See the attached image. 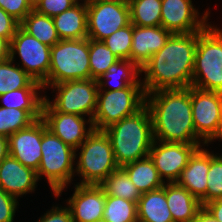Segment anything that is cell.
Instances as JSON below:
<instances>
[{
	"label": "cell",
	"mask_w": 222,
	"mask_h": 222,
	"mask_svg": "<svg viewBox=\"0 0 222 222\" xmlns=\"http://www.w3.org/2000/svg\"><path fill=\"white\" fill-rule=\"evenodd\" d=\"M206 203L222 198V154L210 153V168L208 171Z\"/></svg>",
	"instance_id": "35"
},
{
	"label": "cell",
	"mask_w": 222,
	"mask_h": 222,
	"mask_svg": "<svg viewBox=\"0 0 222 222\" xmlns=\"http://www.w3.org/2000/svg\"><path fill=\"white\" fill-rule=\"evenodd\" d=\"M198 32L172 34L166 44L141 67L145 94L192 84Z\"/></svg>",
	"instance_id": "1"
},
{
	"label": "cell",
	"mask_w": 222,
	"mask_h": 222,
	"mask_svg": "<svg viewBox=\"0 0 222 222\" xmlns=\"http://www.w3.org/2000/svg\"><path fill=\"white\" fill-rule=\"evenodd\" d=\"M210 152L199 147L190 157L187 166L182 170L176 183L187 189L201 205L206 204Z\"/></svg>",
	"instance_id": "19"
},
{
	"label": "cell",
	"mask_w": 222,
	"mask_h": 222,
	"mask_svg": "<svg viewBox=\"0 0 222 222\" xmlns=\"http://www.w3.org/2000/svg\"><path fill=\"white\" fill-rule=\"evenodd\" d=\"M21 58V68L35 81L47 88L51 47L41 43L19 27L10 41V59ZM46 87V88H45Z\"/></svg>",
	"instance_id": "10"
},
{
	"label": "cell",
	"mask_w": 222,
	"mask_h": 222,
	"mask_svg": "<svg viewBox=\"0 0 222 222\" xmlns=\"http://www.w3.org/2000/svg\"><path fill=\"white\" fill-rule=\"evenodd\" d=\"M83 1L53 17L60 40L87 38V2Z\"/></svg>",
	"instance_id": "22"
},
{
	"label": "cell",
	"mask_w": 222,
	"mask_h": 222,
	"mask_svg": "<svg viewBox=\"0 0 222 222\" xmlns=\"http://www.w3.org/2000/svg\"><path fill=\"white\" fill-rule=\"evenodd\" d=\"M100 186L105 191V195L120 197L135 203H138L142 196L140 190L132 183L122 167L114 170Z\"/></svg>",
	"instance_id": "29"
},
{
	"label": "cell",
	"mask_w": 222,
	"mask_h": 222,
	"mask_svg": "<svg viewBox=\"0 0 222 222\" xmlns=\"http://www.w3.org/2000/svg\"><path fill=\"white\" fill-rule=\"evenodd\" d=\"M42 119L47 128L65 144L72 147L75 152L77 148L94 131L92 120H85L84 116L65 114L58 111H42ZM86 122L90 124L86 129Z\"/></svg>",
	"instance_id": "16"
},
{
	"label": "cell",
	"mask_w": 222,
	"mask_h": 222,
	"mask_svg": "<svg viewBox=\"0 0 222 222\" xmlns=\"http://www.w3.org/2000/svg\"><path fill=\"white\" fill-rule=\"evenodd\" d=\"M132 35L133 24L130 23L108 36L103 42L118 59L130 60Z\"/></svg>",
	"instance_id": "34"
},
{
	"label": "cell",
	"mask_w": 222,
	"mask_h": 222,
	"mask_svg": "<svg viewBox=\"0 0 222 222\" xmlns=\"http://www.w3.org/2000/svg\"><path fill=\"white\" fill-rule=\"evenodd\" d=\"M10 59V42L0 37V62Z\"/></svg>",
	"instance_id": "43"
},
{
	"label": "cell",
	"mask_w": 222,
	"mask_h": 222,
	"mask_svg": "<svg viewBox=\"0 0 222 222\" xmlns=\"http://www.w3.org/2000/svg\"><path fill=\"white\" fill-rule=\"evenodd\" d=\"M192 118L196 135L206 143L216 134L222 110V93L191 86Z\"/></svg>",
	"instance_id": "13"
},
{
	"label": "cell",
	"mask_w": 222,
	"mask_h": 222,
	"mask_svg": "<svg viewBox=\"0 0 222 222\" xmlns=\"http://www.w3.org/2000/svg\"><path fill=\"white\" fill-rule=\"evenodd\" d=\"M78 0H39L34 9L43 15L54 17L71 8Z\"/></svg>",
	"instance_id": "36"
},
{
	"label": "cell",
	"mask_w": 222,
	"mask_h": 222,
	"mask_svg": "<svg viewBox=\"0 0 222 222\" xmlns=\"http://www.w3.org/2000/svg\"><path fill=\"white\" fill-rule=\"evenodd\" d=\"M35 121L26 110L0 107V135L2 136L8 138Z\"/></svg>",
	"instance_id": "33"
},
{
	"label": "cell",
	"mask_w": 222,
	"mask_h": 222,
	"mask_svg": "<svg viewBox=\"0 0 222 222\" xmlns=\"http://www.w3.org/2000/svg\"><path fill=\"white\" fill-rule=\"evenodd\" d=\"M42 89L21 88L0 95L1 102H4L0 107L26 110L35 120L41 119L45 96L39 97L38 90Z\"/></svg>",
	"instance_id": "25"
},
{
	"label": "cell",
	"mask_w": 222,
	"mask_h": 222,
	"mask_svg": "<svg viewBox=\"0 0 222 222\" xmlns=\"http://www.w3.org/2000/svg\"><path fill=\"white\" fill-rule=\"evenodd\" d=\"M9 155L8 138L0 135V162Z\"/></svg>",
	"instance_id": "44"
},
{
	"label": "cell",
	"mask_w": 222,
	"mask_h": 222,
	"mask_svg": "<svg viewBox=\"0 0 222 222\" xmlns=\"http://www.w3.org/2000/svg\"><path fill=\"white\" fill-rule=\"evenodd\" d=\"M33 6L39 1V0H28Z\"/></svg>",
	"instance_id": "47"
},
{
	"label": "cell",
	"mask_w": 222,
	"mask_h": 222,
	"mask_svg": "<svg viewBox=\"0 0 222 222\" xmlns=\"http://www.w3.org/2000/svg\"><path fill=\"white\" fill-rule=\"evenodd\" d=\"M122 168L126 171L129 179L142 194L159 189L165 184V179L162 180L160 178L158 171L149 156L128 163Z\"/></svg>",
	"instance_id": "24"
},
{
	"label": "cell",
	"mask_w": 222,
	"mask_h": 222,
	"mask_svg": "<svg viewBox=\"0 0 222 222\" xmlns=\"http://www.w3.org/2000/svg\"><path fill=\"white\" fill-rule=\"evenodd\" d=\"M0 7L19 23L34 9L28 0H0Z\"/></svg>",
	"instance_id": "37"
},
{
	"label": "cell",
	"mask_w": 222,
	"mask_h": 222,
	"mask_svg": "<svg viewBox=\"0 0 222 222\" xmlns=\"http://www.w3.org/2000/svg\"><path fill=\"white\" fill-rule=\"evenodd\" d=\"M67 201L73 222H94L103 219L105 191L100 185L76 184Z\"/></svg>",
	"instance_id": "17"
},
{
	"label": "cell",
	"mask_w": 222,
	"mask_h": 222,
	"mask_svg": "<svg viewBox=\"0 0 222 222\" xmlns=\"http://www.w3.org/2000/svg\"><path fill=\"white\" fill-rule=\"evenodd\" d=\"M58 91L54 101L45 96L42 111L89 116L92 120L97 106L99 86L95 79L66 81L51 85Z\"/></svg>",
	"instance_id": "9"
},
{
	"label": "cell",
	"mask_w": 222,
	"mask_h": 222,
	"mask_svg": "<svg viewBox=\"0 0 222 222\" xmlns=\"http://www.w3.org/2000/svg\"><path fill=\"white\" fill-rule=\"evenodd\" d=\"M94 222H106L104 219H100V220H97V221H94Z\"/></svg>",
	"instance_id": "48"
},
{
	"label": "cell",
	"mask_w": 222,
	"mask_h": 222,
	"mask_svg": "<svg viewBox=\"0 0 222 222\" xmlns=\"http://www.w3.org/2000/svg\"><path fill=\"white\" fill-rule=\"evenodd\" d=\"M38 178L36 171L24 166L8 155L0 162V187L17 198L35 191Z\"/></svg>",
	"instance_id": "18"
},
{
	"label": "cell",
	"mask_w": 222,
	"mask_h": 222,
	"mask_svg": "<svg viewBox=\"0 0 222 222\" xmlns=\"http://www.w3.org/2000/svg\"><path fill=\"white\" fill-rule=\"evenodd\" d=\"M131 23L129 3L87 2V38L103 41Z\"/></svg>",
	"instance_id": "11"
},
{
	"label": "cell",
	"mask_w": 222,
	"mask_h": 222,
	"mask_svg": "<svg viewBox=\"0 0 222 222\" xmlns=\"http://www.w3.org/2000/svg\"><path fill=\"white\" fill-rule=\"evenodd\" d=\"M199 147L202 145L154 140L148 156L153 161L160 178L163 180L165 177L168 183H174Z\"/></svg>",
	"instance_id": "12"
},
{
	"label": "cell",
	"mask_w": 222,
	"mask_h": 222,
	"mask_svg": "<svg viewBox=\"0 0 222 222\" xmlns=\"http://www.w3.org/2000/svg\"><path fill=\"white\" fill-rule=\"evenodd\" d=\"M103 131L110 139L119 167L148 157L154 135L151 115L146 105Z\"/></svg>",
	"instance_id": "3"
},
{
	"label": "cell",
	"mask_w": 222,
	"mask_h": 222,
	"mask_svg": "<svg viewBox=\"0 0 222 222\" xmlns=\"http://www.w3.org/2000/svg\"><path fill=\"white\" fill-rule=\"evenodd\" d=\"M166 199L174 222H192L203 207L187 189L166 182Z\"/></svg>",
	"instance_id": "21"
},
{
	"label": "cell",
	"mask_w": 222,
	"mask_h": 222,
	"mask_svg": "<svg viewBox=\"0 0 222 222\" xmlns=\"http://www.w3.org/2000/svg\"><path fill=\"white\" fill-rule=\"evenodd\" d=\"M192 222H219L214 216L202 207Z\"/></svg>",
	"instance_id": "42"
},
{
	"label": "cell",
	"mask_w": 222,
	"mask_h": 222,
	"mask_svg": "<svg viewBox=\"0 0 222 222\" xmlns=\"http://www.w3.org/2000/svg\"><path fill=\"white\" fill-rule=\"evenodd\" d=\"M18 204L17 198L0 187V222H13Z\"/></svg>",
	"instance_id": "38"
},
{
	"label": "cell",
	"mask_w": 222,
	"mask_h": 222,
	"mask_svg": "<svg viewBox=\"0 0 222 222\" xmlns=\"http://www.w3.org/2000/svg\"><path fill=\"white\" fill-rule=\"evenodd\" d=\"M44 120L38 119L27 128L8 137L9 155L37 172L42 158V135L47 130Z\"/></svg>",
	"instance_id": "15"
},
{
	"label": "cell",
	"mask_w": 222,
	"mask_h": 222,
	"mask_svg": "<svg viewBox=\"0 0 222 222\" xmlns=\"http://www.w3.org/2000/svg\"><path fill=\"white\" fill-rule=\"evenodd\" d=\"M215 139H220V140L222 139V110H221L220 121H219L216 134L206 144H208L209 142H212Z\"/></svg>",
	"instance_id": "45"
},
{
	"label": "cell",
	"mask_w": 222,
	"mask_h": 222,
	"mask_svg": "<svg viewBox=\"0 0 222 222\" xmlns=\"http://www.w3.org/2000/svg\"><path fill=\"white\" fill-rule=\"evenodd\" d=\"M11 59L0 62V95L21 88H43L33 80L20 66L12 65Z\"/></svg>",
	"instance_id": "28"
},
{
	"label": "cell",
	"mask_w": 222,
	"mask_h": 222,
	"mask_svg": "<svg viewBox=\"0 0 222 222\" xmlns=\"http://www.w3.org/2000/svg\"><path fill=\"white\" fill-rule=\"evenodd\" d=\"M191 86L222 93V29L211 24L198 32Z\"/></svg>",
	"instance_id": "4"
},
{
	"label": "cell",
	"mask_w": 222,
	"mask_h": 222,
	"mask_svg": "<svg viewBox=\"0 0 222 222\" xmlns=\"http://www.w3.org/2000/svg\"><path fill=\"white\" fill-rule=\"evenodd\" d=\"M90 78L89 38L60 40L51 47L47 88Z\"/></svg>",
	"instance_id": "5"
},
{
	"label": "cell",
	"mask_w": 222,
	"mask_h": 222,
	"mask_svg": "<svg viewBox=\"0 0 222 222\" xmlns=\"http://www.w3.org/2000/svg\"><path fill=\"white\" fill-rule=\"evenodd\" d=\"M103 219L106 222H138L137 203L106 195Z\"/></svg>",
	"instance_id": "31"
},
{
	"label": "cell",
	"mask_w": 222,
	"mask_h": 222,
	"mask_svg": "<svg viewBox=\"0 0 222 222\" xmlns=\"http://www.w3.org/2000/svg\"><path fill=\"white\" fill-rule=\"evenodd\" d=\"M36 222H73L69 207H54Z\"/></svg>",
	"instance_id": "40"
},
{
	"label": "cell",
	"mask_w": 222,
	"mask_h": 222,
	"mask_svg": "<svg viewBox=\"0 0 222 222\" xmlns=\"http://www.w3.org/2000/svg\"><path fill=\"white\" fill-rule=\"evenodd\" d=\"M86 2L129 3V0H85Z\"/></svg>",
	"instance_id": "46"
},
{
	"label": "cell",
	"mask_w": 222,
	"mask_h": 222,
	"mask_svg": "<svg viewBox=\"0 0 222 222\" xmlns=\"http://www.w3.org/2000/svg\"><path fill=\"white\" fill-rule=\"evenodd\" d=\"M119 59L103 41L89 39V64L91 79L98 80Z\"/></svg>",
	"instance_id": "32"
},
{
	"label": "cell",
	"mask_w": 222,
	"mask_h": 222,
	"mask_svg": "<svg viewBox=\"0 0 222 222\" xmlns=\"http://www.w3.org/2000/svg\"><path fill=\"white\" fill-rule=\"evenodd\" d=\"M81 149L75 172L82 177L81 185H100L119 166L114 158L109 137L94 130L77 148Z\"/></svg>",
	"instance_id": "7"
},
{
	"label": "cell",
	"mask_w": 222,
	"mask_h": 222,
	"mask_svg": "<svg viewBox=\"0 0 222 222\" xmlns=\"http://www.w3.org/2000/svg\"><path fill=\"white\" fill-rule=\"evenodd\" d=\"M138 222H174L167 205L166 184L143 193L137 203Z\"/></svg>",
	"instance_id": "23"
},
{
	"label": "cell",
	"mask_w": 222,
	"mask_h": 222,
	"mask_svg": "<svg viewBox=\"0 0 222 222\" xmlns=\"http://www.w3.org/2000/svg\"><path fill=\"white\" fill-rule=\"evenodd\" d=\"M171 32L162 26L140 27L133 25L130 60L140 69L167 42Z\"/></svg>",
	"instance_id": "20"
},
{
	"label": "cell",
	"mask_w": 222,
	"mask_h": 222,
	"mask_svg": "<svg viewBox=\"0 0 222 222\" xmlns=\"http://www.w3.org/2000/svg\"><path fill=\"white\" fill-rule=\"evenodd\" d=\"M142 84H131L121 90H98L97 106L92 123L94 130L103 131L112 124L139 111L145 105Z\"/></svg>",
	"instance_id": "8"
},
{
	"label": "cell",
	"mask_w": 222,
	"mask_h": 222,
	"mask_svg": "<svg viewBox=\"0 0 222 222\" xmlns=\"http://www.w3.org/2000/svg\"><path fill=\"white\" fill-rule=\"evenodd\" d=\"M131 23L136 26H161V0H129Z\"/></svg>",
	"instance_id": "30"
},
{
	"label": "cell",
	"mask_w": 222,
	"mask_h": 222,
	"mask_svg": "<svg viewBox=\"0 0 222 222\" xmlns=\"http://www.w3.org/2000/svg\"><path fill=\"white\" fill-rule=\"evenodd\" d=\"M145 105L151 115L154 140L201 144L192 118L191 86L147 93Z\"/></svg>",
	"instance_id": "2"
},
{
	"label": "cell",
	"mask_w": 222,
	"mask_h": 222,
	"mask_svg": "<svg viewBox=\"0 0 222 222\" xmlns=\"http://www.w3.org/2000/svg\"><path fill=\"white\" fill-rule=\"evenodd\" d=\"M139 74H141V69L133 61L119 59L108 68L107 72L100 76V78L97 80V84L99 89H102L108 84L105 81L106 79H109L110 81L111 79H117L116 77L119 76L118 79H120V82H117V85H113V88L111 87V89H104L121 90L127 88L131 84H142V82H140L141 80L138 78Z\"/></svg>",
	"instance_id": "27"
},
{
	"label": "cell",
	"mask_w": 222,
	"mask_h": 222,
	"mask_svg": "<svg viewBox=\"0 0 222 222\" xmlns=\"http://www.w3.org/2000/svg\"><path fill=\"white\" fill-rule=\"evenodd\" d=\"M20 27L38 41L52 47L60 41L52 17L33 9L20 23Z\"/></svg>",
	"instance_id": "26"
},
{
	"label": "cell",
	"mask_w": 222,
	"mask_h": 222,
	"mask_svg": "<svg viewBox=\"0 0 222 222\" xmlns=\"http://www.w3.org/2000/svg\"><path fill=\"white\" fill-rule=\"evenodd\" d=\"M19 27L20 23L0 7V37L10 42Z\"/></svg>",
	"instance_id": "39"
},
{
	"label": "cell",
	"mask_w": 222,
	"mask_h": 222,
	"mask_svg": "<svg viewBox=\"0 0 222 222\" xmlns=\"http://www.w3.org/2000/svg\"><path fill=\"white\" fill-rule=\"evenodd\" d=\"M203 207L210 212L216 220L222 222V198L212 200Z\"/></svg>",
	"instance_id": "41"
},
{
	"label": "cell",
	"mask_w": 222,
	"mask_h": 222,
	"mask_svg": "<svg viewBox=\"0 0 222 222\" xmlns=\"http://www.w3.org/2000/svg\"><path fill=\"white\" fill-rule=\"evenodd\" d=\"M41 154L37 178L39 180L42 175L46 176L54 196L59 197L74 177L73 163L77 154L49 129L42 135Z\"/></svg>",
	"instance_id": "6"
},
{
	"label": "cell",
	"mask_w": 222,
	"mask_h": 222,
	"mask_svg": "<svg viewBox=\"0 0 222 222\" xmlns=\"http://www.w3.org/2000/svg\"><path fill=\"white\" fill-rule=\"evenodd\" d=\"M201 19L192 0H161V26L172 34H188L202 31L209 23V12Z\"/></svg>",
	"instance_id": "14"
}]
</instances>
